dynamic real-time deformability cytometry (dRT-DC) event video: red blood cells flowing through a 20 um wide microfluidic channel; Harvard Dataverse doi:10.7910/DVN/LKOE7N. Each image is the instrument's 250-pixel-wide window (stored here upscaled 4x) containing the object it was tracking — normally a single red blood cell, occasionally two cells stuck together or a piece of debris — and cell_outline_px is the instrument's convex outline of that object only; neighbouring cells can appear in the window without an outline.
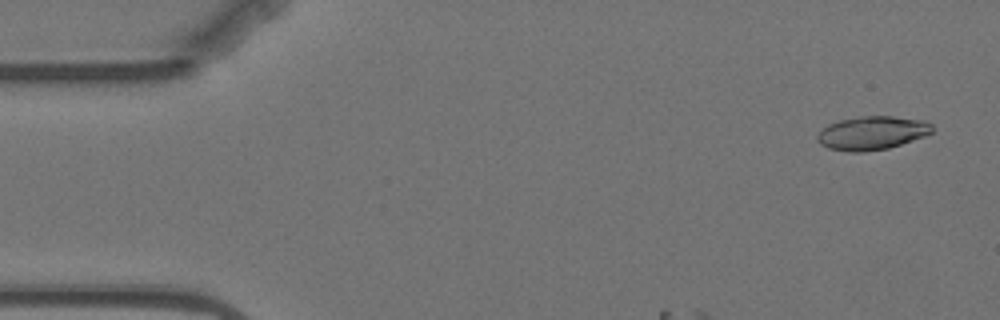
{"species": "Egyptian fruit bat (a non-hibernating species)", "species_latin": "Rousettus aegyptiacus", "temperature_condition": "warm", "stored_images_in_passage": 4, "camera_frame_rate_fps": 3000, "um_per_image_px": 0.085, "animal": {"sex": "female"}, "frame": {"image": 1, "passage_image": 1, "time_ms": 0.0, "image_size_px": [1000, 320], "cell_outline_px": [[932, 132], [924, 136], [888, 148], [864, 152], [848, 152], [828, 148], [820, 144], [816, 140], [816, 136], [828, 124], [840, 120], [860, 116], [892, 116], [924, 120], [932, 124]], "centroid_in_image_um": [74.1, 11.3], "position_along_channel_um": 10.9, "area_um2": 22.43}}
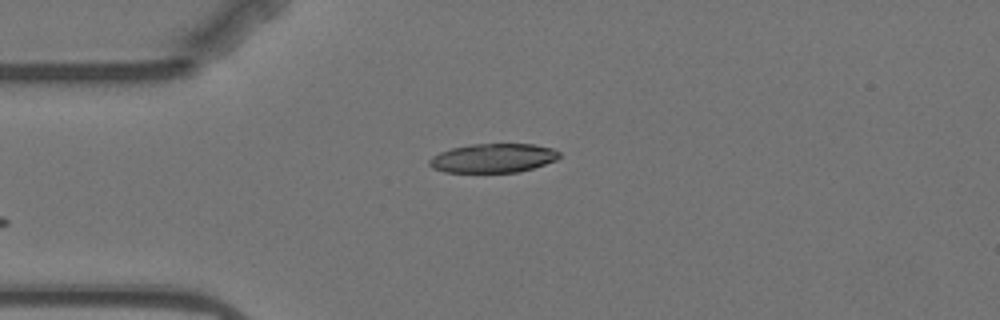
{"frame": {"image": 2, "passage_image": 4, "time_ms": 3.667, "image_size_px": [1000, 320], "cell_outline_px": [[560, 156], [556, 160], [532, 168], [516, 172], [444, 172], [432, 168], [428, 164], [428, 160], [432, 156], [440, 152], [452, 148], [472, 144], [532, 144], [552, 148], [560, 152]], "centroid_in_image_um": [41.89, 13.44], "position_along_channel_um": 43.1, "area_um2": 21.91}}